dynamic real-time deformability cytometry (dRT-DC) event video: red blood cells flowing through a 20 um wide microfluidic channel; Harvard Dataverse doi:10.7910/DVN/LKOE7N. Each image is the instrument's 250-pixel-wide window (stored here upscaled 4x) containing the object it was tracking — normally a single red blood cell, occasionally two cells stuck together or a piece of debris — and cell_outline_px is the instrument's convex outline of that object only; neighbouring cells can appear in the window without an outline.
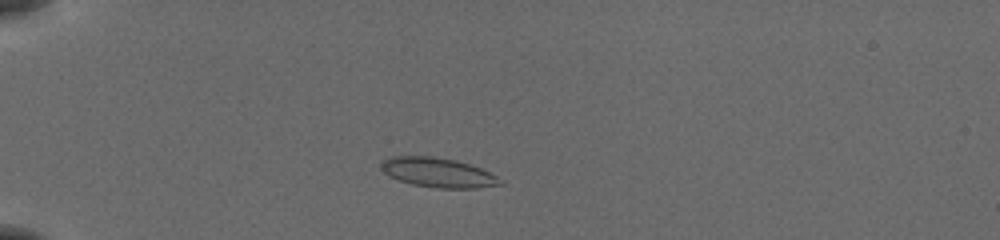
{"species": "common noctule bat (a hibernating species)", "species_latin": "Nyctalus noctula", "temperature_condition": "cold", "stored_images_in_passage": 47, "camera_frame_rate_fps": 3000, "um_per_image_px": 0.085, "animal": {"sex": "female", "body_mass_g": 19.5, "forearm_length_mm": 54.1}, "frame": {"image": 1, "passage_image": 9, "time_ms": 2.667, "image_size_px": [1000, 240], "cell_outline_px": [[504, 184], [476, 188], [436, 188], [412, 184], [388, 176], [380, 168], [380, 164], [384, 160], [392, 156], [432, 156], [456, 160], [480, 168], [496, 176]], "centroid_in_image_um": [37.19, 14.66], "position_along_channel_um": 47.8, "area_um2": 20.35}}
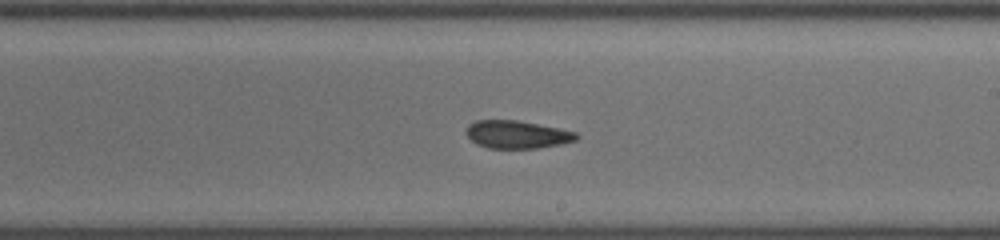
{"frame": {"image": 2, "passage_image": 27, "time_ms": 8.667, "image_size_px": [1000, 240], "cell_outline_px": [[580, 136], [576, 140], [560, 144], [540, 148], [488, 148], [476, 144], [464, 132], [468, 124], [476, 120], [516, 120], [560, 128], [576, 132]], "centroid_in_image_um": [43.94, 11.43], "position_along_channel_um": 245.1, "area_um2": 17.98}}
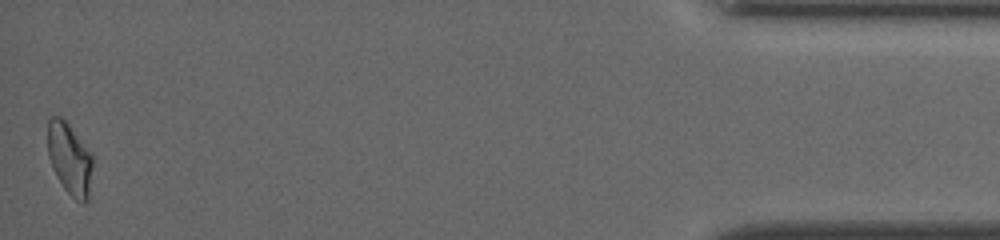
{"frame": {"image": 3, "passage_image": 47, "time_ms": 15.333, "image_size_px": [1000, 240], "cell_outline_px": [[92, 164], [88, 200], [76, 200], [64, 188], [52, 168], [48, 156], [48, 120], [52, 116], [60, 116], [68, 124], [92, 152]], "centroid_in_image_um": [5.91, 13.46], "position_along_channel_um": 429.3, "area_um2": 18.55}, "authors_computed_cell_mechanics": {"area_um2": 18.496, "velocity_mm_per_s": 3.8874, "shape_relaxation_time_tau1_ms": 4.7651, "shape_relaxation_time_tau2_ms": 4.0383, "deformation_change_tau1": 0.1162, "deformation_change_tau2": 0.0817}}